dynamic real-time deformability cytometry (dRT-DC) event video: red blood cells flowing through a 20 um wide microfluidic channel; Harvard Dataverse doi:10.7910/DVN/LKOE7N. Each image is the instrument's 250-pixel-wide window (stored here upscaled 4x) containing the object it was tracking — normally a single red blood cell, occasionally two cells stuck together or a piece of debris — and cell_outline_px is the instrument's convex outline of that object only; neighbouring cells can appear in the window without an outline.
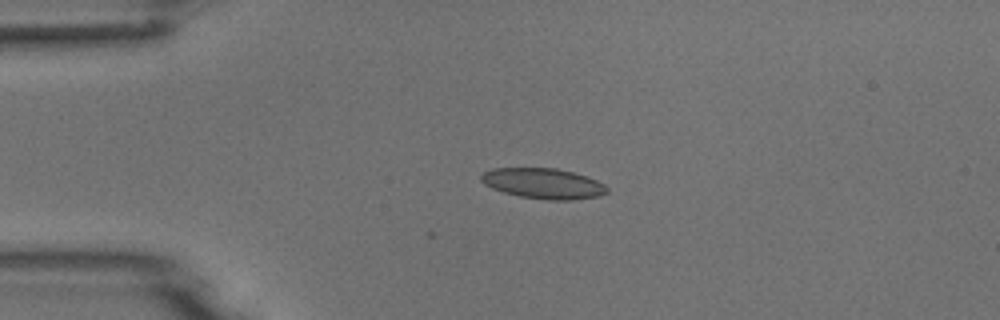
{"species": "common noctule bat (a hibernating species)", "species_latin": "Nyctalus noctula", "temperature_condition": "room temperature", "stored_images_in_passage": 4, "camera_frame_rate_fps": 3000, "um_per_image_px": 0.085, "animal": {"sex": "male", "body_mass_g": 18.8}, "frame": {"image": 1, "passage_image": 4, "time_ms": 3.667, "image_size_px": [1000, 320], "cell_outline_px": [[608, 192], [600, 196], [572, 200], [548, 200], [520, 196], [504, 192], [492, 188], [484, 184], [480, 180], [480, 176], [484, 172], [492, 168], [556, 168], [572, 172], [596, 180], [604, 184], [608, 188]], "centroid_in_image_um": [46.18, 15.6], "position_along_channel_um": 38.8, "area_um2": 22.31}}